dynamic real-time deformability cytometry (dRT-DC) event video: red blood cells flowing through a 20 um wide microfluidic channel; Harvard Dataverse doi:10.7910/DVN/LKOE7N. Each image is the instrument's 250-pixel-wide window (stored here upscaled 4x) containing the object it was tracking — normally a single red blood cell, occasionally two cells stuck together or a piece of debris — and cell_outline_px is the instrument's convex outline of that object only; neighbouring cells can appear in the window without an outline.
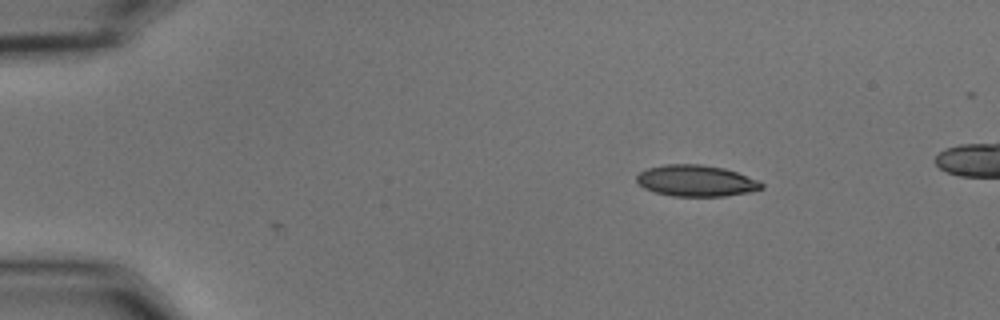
{"species": "common noctule bat (a hibernating species)", "species_latin": "Nyctalus noctula", "temperature_condition": "cold", "stored_images_in_passage": 2, "camera_frame_rate_fps": 3000, "um_per_image_px": 0.085, "animal": {"sex": "male", "body_mass_g": 15.6}, "frame": {"image": 1, "passage_image": 1, "time_ms": 0.0, "image_size_px": [1000, 320], "cell_outline_px": [[764, 188], [752, 192], [724, 196], [672, 196], [656, 192], [644, 188], [636, 180], [636, 176], [640, 172], [648, 168], [664, 164], [700, 164], [724, 168], [760, 180], [764, 184]], "centroid_in_image_um": [59.21, 15.36], "position_along_channel_um": 25.8, "area_um2": 22.89}}